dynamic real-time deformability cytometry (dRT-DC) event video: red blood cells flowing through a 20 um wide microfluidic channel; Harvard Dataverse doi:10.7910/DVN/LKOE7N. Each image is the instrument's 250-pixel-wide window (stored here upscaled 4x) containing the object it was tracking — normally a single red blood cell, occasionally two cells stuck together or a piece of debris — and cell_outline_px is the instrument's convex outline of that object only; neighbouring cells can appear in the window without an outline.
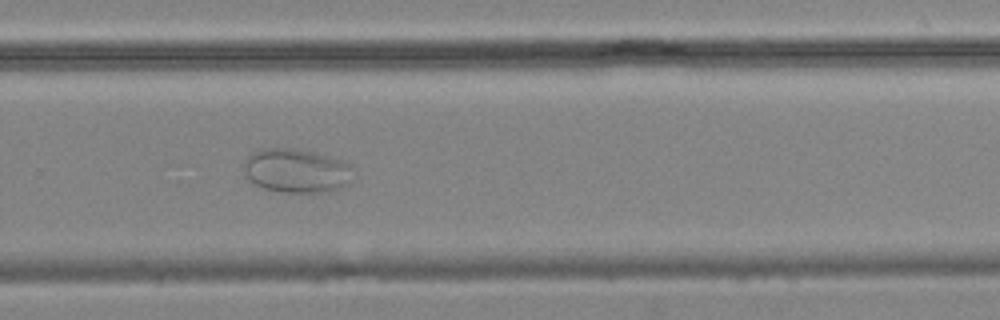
{"species": "common noctule bat (a hibernating species)", "species_latin": "Nyctalus noctula", "temperature_condition": "cold", "stored_images_in_passage": 12, "camera_frame_rate_fps": 3000, "um_per_image_px": 0.085, "animal": {"sex": "male", "body_mass_g": 19.2, "forearm_length_mm": 51.8}, "frame": {"image": 1, "passage_image": 7, "time_ms": 7.0, "image_size_px": [1000, 320], "cell_outline_px": [[352, 168], [344, 184], [332, 192], [284, 192], [264, 188], [256, 184], [244, 172], [244, 160], [252, 152], [260, 148], [292, 148], [312, 152], [328, 156], [340, 160], [348, 164]], "centroid_in_image_um": [25.12, 14.49], "position_along_channel_um": 304.7, "area_um2": 27.46}}